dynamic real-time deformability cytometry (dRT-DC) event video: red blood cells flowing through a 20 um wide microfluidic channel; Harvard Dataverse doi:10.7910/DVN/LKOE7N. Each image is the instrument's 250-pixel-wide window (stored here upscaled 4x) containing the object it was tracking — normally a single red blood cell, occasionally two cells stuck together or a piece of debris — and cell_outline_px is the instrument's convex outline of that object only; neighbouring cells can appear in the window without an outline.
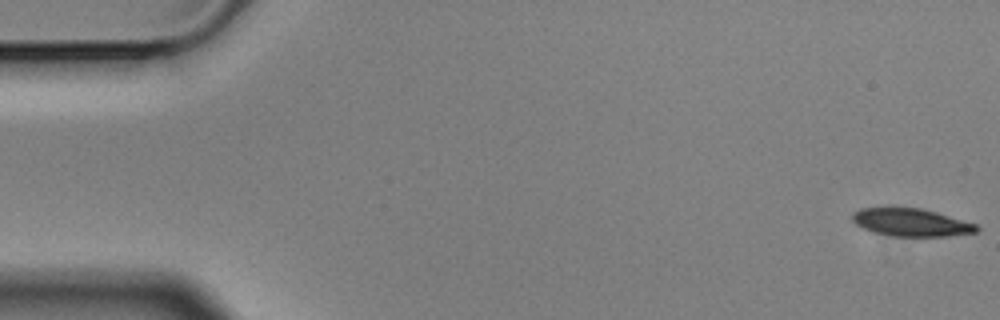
{"species": "Egyptian fruit bat (a non-hibernating species)", "species_latin": "Rousettus aegyptiacus", "temperature_condition": "cold", "stored_images_in_passage": 6, "segment_of_instrument_passage": [2, 2], "camera_frame_rate_fps": 3000, "um_per_image_px": 0.085, "animal": {"sex": "male"}, "frame": {"image": 1, "passage_image": 6, "time_ms": 1.667, "image_size_px": [1000, 320], "cell_outline_px": [[980, 228], [976, 232], [948, 236], [892, 236], [872, 232], [856, 224], [852, 220], [852, 212], [860, 208], [920, 208], [936, 212], [976, 224]], "centroid_in_image_um": [77.43, 18.91], "position_along_channel_um": 7.6, "area_um2": 19.94}}